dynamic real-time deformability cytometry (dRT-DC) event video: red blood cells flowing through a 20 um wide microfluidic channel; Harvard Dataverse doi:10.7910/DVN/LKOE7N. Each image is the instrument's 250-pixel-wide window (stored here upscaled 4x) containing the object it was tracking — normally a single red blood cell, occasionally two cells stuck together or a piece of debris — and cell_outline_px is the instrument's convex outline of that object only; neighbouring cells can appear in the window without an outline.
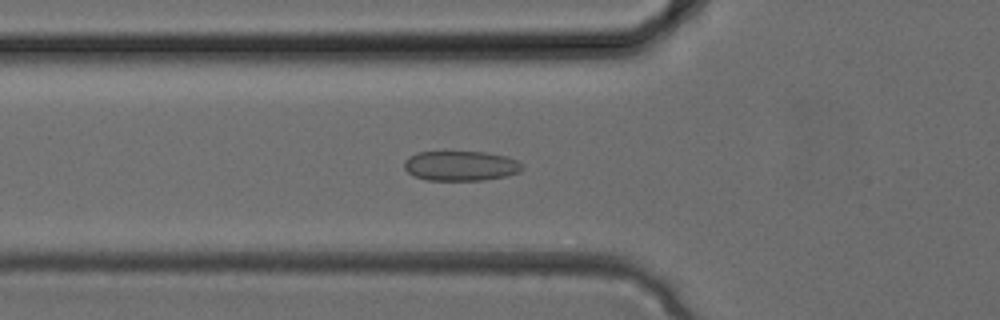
{"species": "common noctule bat (a hibernating species)", "species_latin": "Nyctalus noctula", "temperature_condition": "cold", "stored_images_in_passage": 29, "camera_frame_rate_fps": 3000, "um_per_image_px": 0.085, "animal": {"sex": "female", "body_mass_g": 24.6, "forearm_length_mm": 56.2}, "frame": {"image": 1, "passage_image": 11, "time_ms": 3.333, "image_size_px": [1000, 320], "cell_outline_px": [[524, 168], [520, 172], [508, 176], [484, 180], [428, 180], [412, 176], [404, 168], [404, 160], [408, 156], [416, 152], [484, 152], [508, 156], [524, 164]], "centroid_in_image_um": [39.18, 14.1], "position_along_channel_um": 86.6, "area_um2": 20.87}}
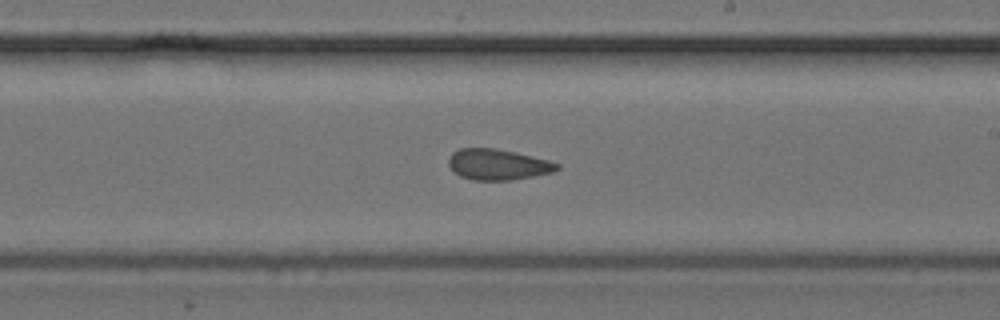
{"frame": {"image": 2, "passage_image": 19, "time_ms": 6.0, "image_size_px": [1000, 320], "cell_outline_px": [[560, 168], [552, 172], [512, 180], [472, 180], [460, 176], [448, 164], [448, 160], [452, 152], [460, 148], [496, 148], [532, 156], [548, 160], [560, 164]], "centroid_in_image_um": [42.31, 13.98], "position_along_channel_um": 246.7, "area_um2": 19.36}}
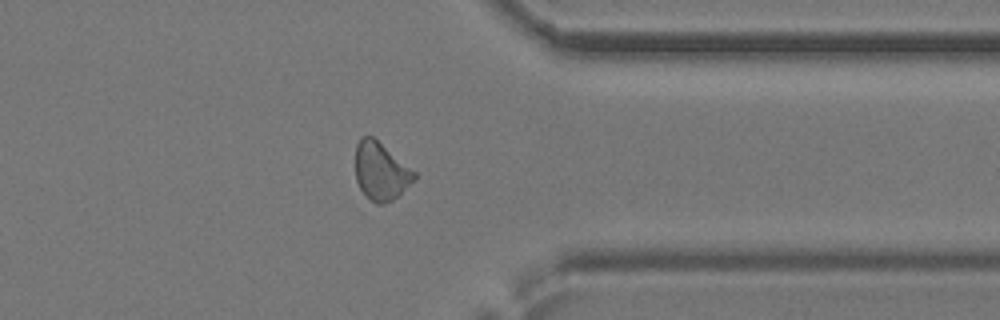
{"frame": {"image": 3, "passage_image": 26, "time_ms": 8.333, "image_size_px": [1000, 320], "cell_outline_px": [[416, 180], [392, 200], [384, 204], [376, 204], [360, 188], [356, 180], [356, 144], [360, 136], [372, 136], [416, 172]], "centroid_in_image_um": [32.38, 14.55], "position_along_channel_um": 379.0, "area_um2": 19.59}}